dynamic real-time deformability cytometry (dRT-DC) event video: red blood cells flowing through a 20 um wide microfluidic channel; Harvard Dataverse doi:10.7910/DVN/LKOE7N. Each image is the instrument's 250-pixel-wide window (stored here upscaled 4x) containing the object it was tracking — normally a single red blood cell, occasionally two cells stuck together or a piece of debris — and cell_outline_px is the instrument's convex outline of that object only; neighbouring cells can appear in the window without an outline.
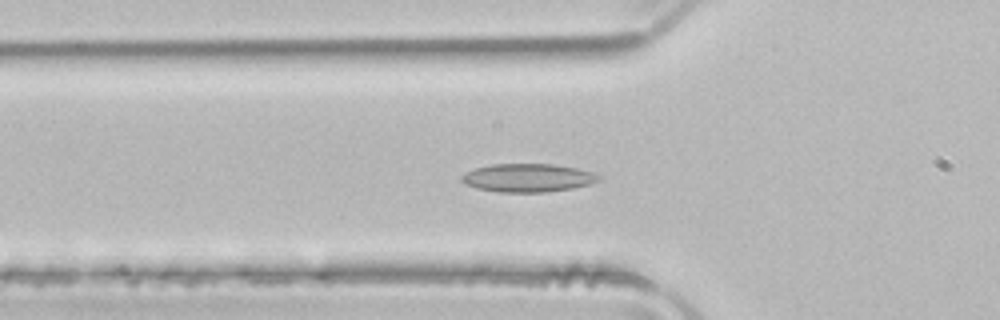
{"species": "common noctule bat (a hibernating species)", "species_latin": "Nyctalus noctula", "temperature_condition": "room temperature", "stored_images_in_passage": 51, "camera_frame_rate_fps": 3000, "um_per_image_px": 0.085, "animal": {"sex": "male", "body_mass_g": 21.5, "forearm_length_mm": 52.0}, "frame": {"image": 1, "passage_image": 17, "time_ms": 5.333, "image_size_px": [1000, 320], "cell_outline_px": [[600, 180], [588, 184], [572, 188], [544, 192], [496, 192], [476, 188], [464, 184], [460, 180], [460, 176], [464, 172], [476, 168], [492, 164], [552, 164], [576, 168], [592, 172], [600, 176]], "centroid_in_image_um": [44.8, 15.11], "position_along_channel_um": 81.0, "area_um2": 22.6}}
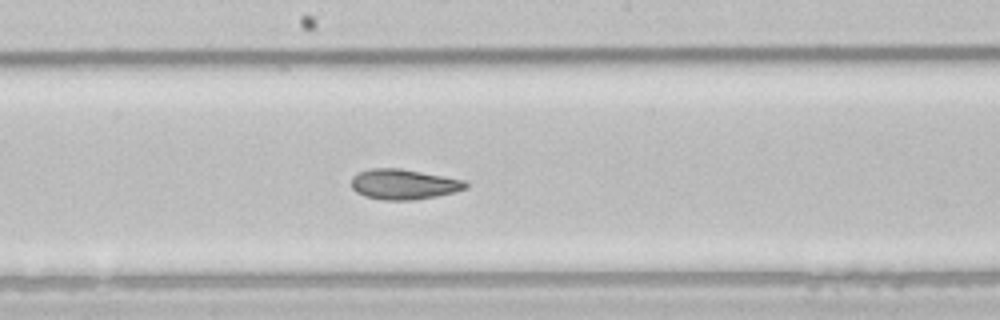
{"frame": {"image": 2, "passage_image": 27, "time_ms": 8.667, "image_size_px": [1000, 320], "cell_outline_px": [[468, 188], [436, 196], [416, 200], [384, 200], [364, 196], [356, 192], [352, 188], [352, 176], [360, 172], [372, 168], [400, 168], [464, 180], [468, 184]], "centroid_in_image_um": [34.3, 15.67], "position_along_channel_um": 213.9, "area_um2": 20.06}}
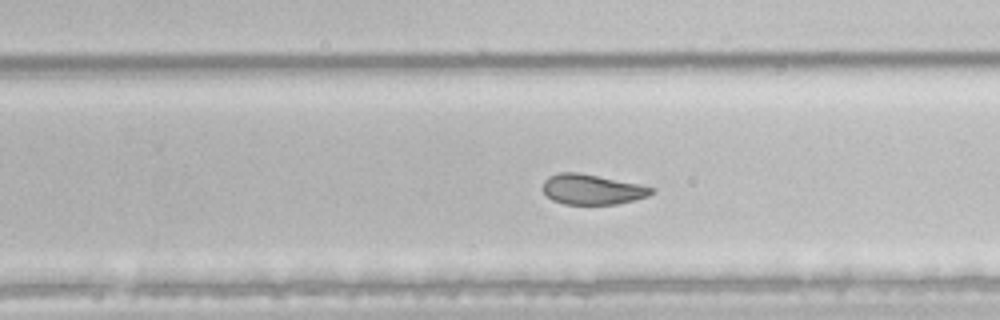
{"frame": {"image": 3, "passage_image": 32, "time_ms": 10.333, "image_size_px": [1000, 320], "cell_outline_px": [[656, 192], [648, 196], [616, 204], [564, 204], [552, 200], [540, 188], [544, 180], [548, 176], [560, 172], [580, 172], [640, 184], [656, 188]], "centroid_in_image_um": [50.32, 16.08], "position_along_channel_um": 279.5, "area_um2": 19.36}, "authors_computed_cell_mechanics": {"area_um2": 23.0044, "velocity_mm_per_s": 3.963, "shape_relaxation_time_tau1_ms": 8.0133, "shape_relaxation_time_tau2_ms": 2.7235, "deformation_change_tau1": 0.1681, "deformation_change_tau2": 0.0793}}